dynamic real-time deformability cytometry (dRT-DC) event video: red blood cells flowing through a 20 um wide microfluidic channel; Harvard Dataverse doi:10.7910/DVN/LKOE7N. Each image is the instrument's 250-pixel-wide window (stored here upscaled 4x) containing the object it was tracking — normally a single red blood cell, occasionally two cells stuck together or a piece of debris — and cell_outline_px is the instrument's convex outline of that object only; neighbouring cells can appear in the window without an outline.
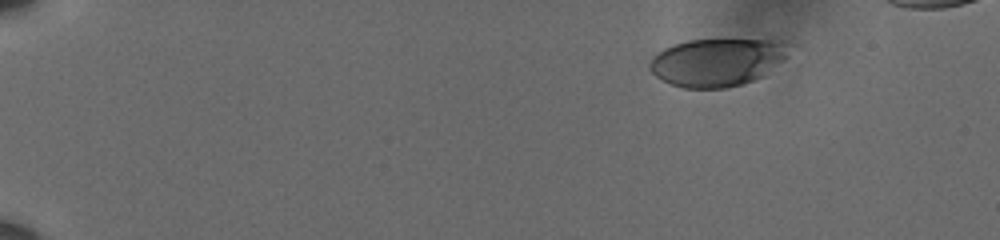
{"species": "human", "species_latin": "Homo sapiens", "temperature_condition": "cold", "stored_images_in_passage": 53, "camera_frame_rate_fps": 3000, "um_per_image_px": 0.085, "donor": {"sex": "male"}, "frame": {"image": 1, "passage_image": 1, "time_ms": 0.0, "image_size_px": [1000, 240], "cell_outline_px": [[784, 56], [764, 76], [740, 84], [724, 88], [684, 88], [672, 84], [656, 76], [648, 68], [648, 64], [652, 56], [656, 52], [672, 44], [688, 40], [768, 40]], "centroid_in_image_um": [60.71, 5.32], "position_along_channel_um": 24.3, "area_um2": 37.28}}
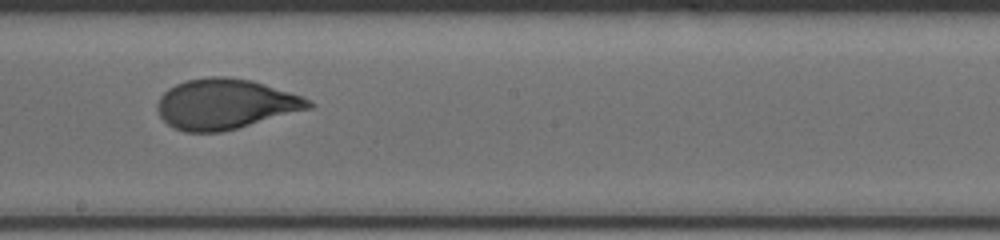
{"frame": {"image": 2, "passage_image": 29, "time_ms": 9.333, "image_size_px": [1000, 240], "cell_outline_px": [[316, 104], [312, 108], [236, 128], [220, 132], [184, 132], [172, 128], [160, 116], [156, 108], [156, 104], [160, 96], [168, 88], [184, 80], [208, 76], [224, 76], [252, 80], [300, 96]], "centroid_in_image_um": [19.1, 8.84], "position_along_channel_um": 229.1, "area_um2": 44.22}}
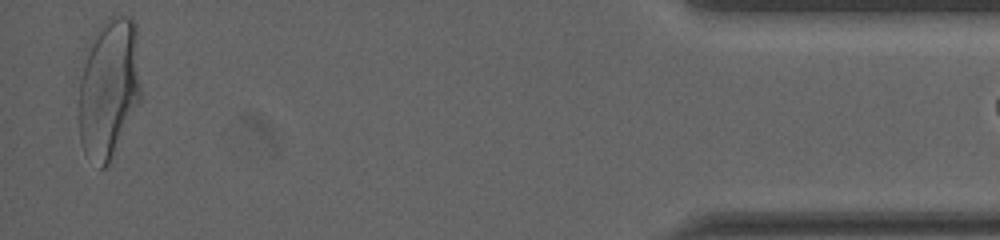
{"frame": {"image": 3, "passage_image": 51, "time_ms": 16.667, "image_size_px": [1000, 240], "cell_outline_px": [[140, 104], [112, 164], [104, 168], [100, 168], [84, 152], [80, 140], [80, 60], [84, 48], [92, 36], [104, 20], [108, 16], [132, 16], [136, 24], [140, 84]], "centroid_in_image_um": [9.26, 7.51], "position_along_channel_um": 425.9, "area_um2": 52.42}}